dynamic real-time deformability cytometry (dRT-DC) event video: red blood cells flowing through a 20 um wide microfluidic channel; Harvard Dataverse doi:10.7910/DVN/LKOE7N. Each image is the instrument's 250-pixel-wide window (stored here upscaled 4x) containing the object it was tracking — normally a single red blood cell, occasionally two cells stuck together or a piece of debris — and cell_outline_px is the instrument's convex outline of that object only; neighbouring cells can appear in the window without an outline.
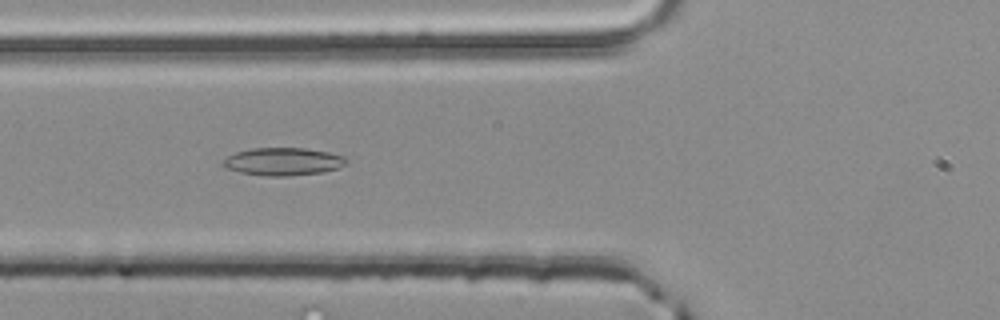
{"species": "common noctule bat (a hibernating species)", "species_latin": "Nyctalus noctula", "temperature_condition": "room temperature", "stored_images_in_passage": 46, "camera_frame_rate_fps": 3000, "um_per_image_px": 0.085, "animal": {"sex": "male", "body_mass_g": 20.4}, "frame": {"image": 1, "passage_image": 14, "time_ms": 4.333, "image_size_px": [1000, 320], "cell_outline_px": [[348, 160], [344, 164], [336, 168], [320, 172], [288, 176], [264, 176], [240, 172], [224, 168], [220, 164], [228, 156], [236, 152], [252, 148], [304, 148], [328, 152], [344, 156]], "centroid_in_image_um": [24.01, 13.73], "position_along_channel_um": 101.8, "area_um2": 19.83}}
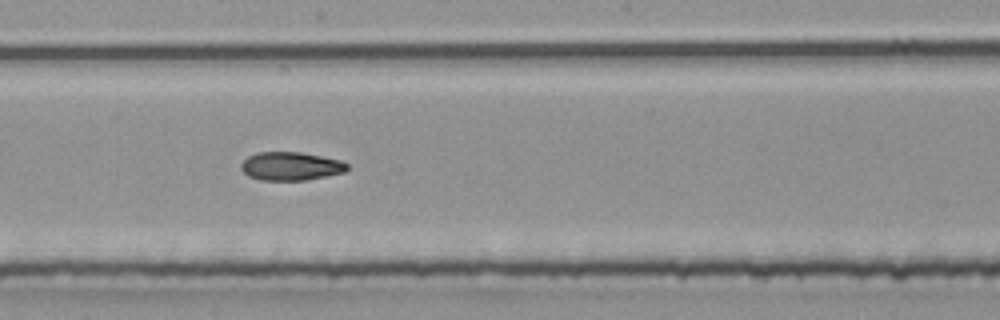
{"frame": {"image": 2, "passage_image": 23, "time_ms": 7.333, "image_size_px": [1000, 320], "cell_outline_px": [[348, 168], [344, 172], [308, 180], [260, 180], [248, 176], [240, 168], [240, 164], [248, 156], [256, 152], [300, 152], [340, 160], [348, 164]], "centroid_in_image_um": [24.69, 14.13], "position_along_channel_um": 223.5, "area_um2": 17.57}}
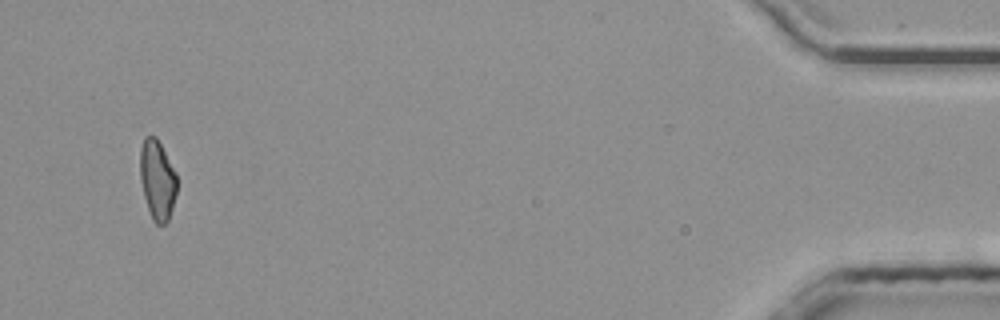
{"frame": {"image": 3, "passage_image": 44, "time_ms": 14.333, "image_size_px": [1000, 320], "cell_outline_px": [[176, 196], [168, 220], [164, 224], [156, 224], [152, 220], [144, 196], [140, 180], [140, 148], [144, 136], [156, 136], [176, 172]], "centroid_in_image_um": [13.36, 15.27], "position_along_channel_um": 421.8, "area_um2": 17.11}, "authors_computed_cell_mechanics": {"area_um2": 17.9469, "velocity_mm_per_s": 4.0403, "shape_relaxation_time_tau1_ms": null, "shape_relaxation_time_tau2_ms": 7.5881, "deformation_change_tau1": null, "deformation_change_tau2": 0.1308}}